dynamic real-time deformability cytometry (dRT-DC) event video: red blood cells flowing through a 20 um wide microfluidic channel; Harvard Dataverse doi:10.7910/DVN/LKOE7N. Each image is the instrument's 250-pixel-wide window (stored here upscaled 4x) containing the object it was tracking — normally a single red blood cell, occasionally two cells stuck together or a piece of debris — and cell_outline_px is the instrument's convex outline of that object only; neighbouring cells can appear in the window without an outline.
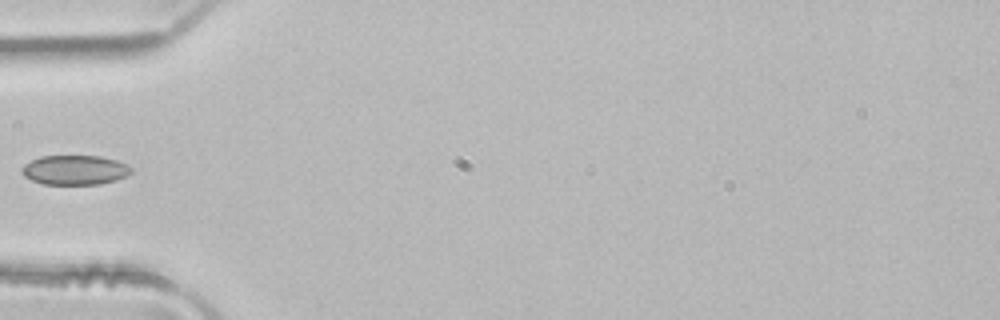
{"species": "common noctule bat (a hibernating species)", "species_latin": "Nyctalus noctula", "temperature_condition": "room temperature", "stored_images_in_passage": 3, "camera_frame_rate_fps": 3000, "um_per_image_px": 0.085, "animal": {"sex": "male", "body_mass_g": 21.5, "forearm_length_mm": 52.0}, "frame": {"image": 1, "passage_image": 3, "time_ms": 0.667, "image_size_px": [1000, 320], "cell_outline_px": [[132, 172], [128, 176], [116, 180], [100, 184], [44, 184], [32, 180], [24, 176], [20, 172], [20, 168], [24, 164], [40, 156], [100, 156], [116, 160], [128, 164], [132, 168]], "centroid_in_image_um": [6.37, 14.45], "position_along_channel_um": 78.6, "area_um2": 19.02}}